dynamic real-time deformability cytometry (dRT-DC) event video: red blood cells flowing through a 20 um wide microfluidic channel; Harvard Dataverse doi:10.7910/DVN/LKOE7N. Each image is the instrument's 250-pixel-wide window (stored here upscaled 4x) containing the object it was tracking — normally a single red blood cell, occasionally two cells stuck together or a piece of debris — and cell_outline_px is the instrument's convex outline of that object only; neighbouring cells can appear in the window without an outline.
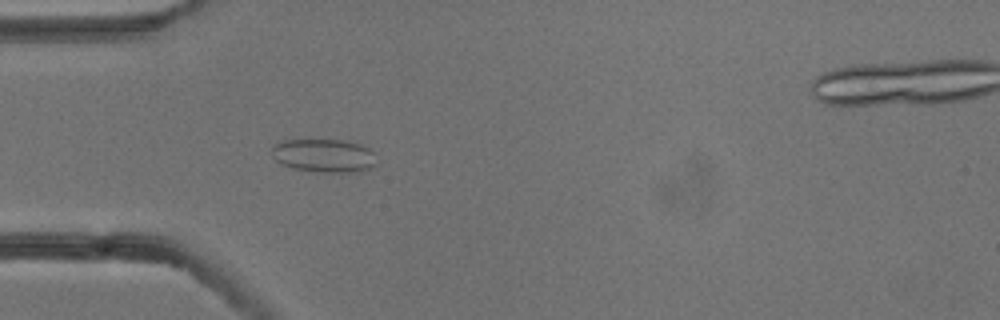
{"species": "common noctule bat (a hibernating species)", "species_latin": "Nyctalus noctula", "temperature_condition": "cold", "stored_images_in_passage": 6, "camera_frame_rate_fps": 3000, "um_per_image_px": 0.085, "animal": {"sex": "male", "body_mass_g": 13.3}, "frame": {"image": 1, "passage_image": 5, "time_ms": 1.333, "image_size_px": [1000, 320], "cell_outline_px": [[376, 164], [372, 168], [356, 172], [316, 172], [296, 168], [280, 164], [272, 156], [272, 148], [276, 144], [284, 140], [348, 140], [360, 144], [376, 152]], "centroid_in_image_um": [27.59, 13.23], "position_along_channel_um": 57.4, "area_um2": 20.58}}